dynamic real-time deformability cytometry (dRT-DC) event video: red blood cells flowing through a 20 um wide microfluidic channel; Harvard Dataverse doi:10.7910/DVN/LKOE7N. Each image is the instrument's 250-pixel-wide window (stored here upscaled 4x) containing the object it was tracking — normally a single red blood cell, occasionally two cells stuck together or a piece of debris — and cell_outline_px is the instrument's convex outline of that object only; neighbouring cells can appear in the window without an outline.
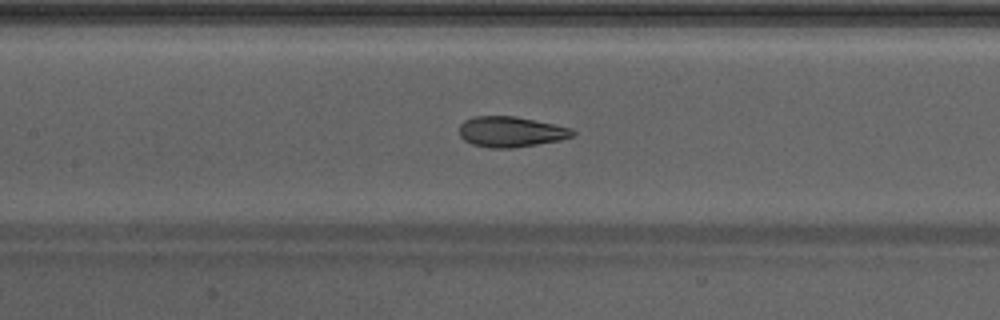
{"species": "Egyptian fruit bat (a non-hibernating species)", "species_latin": "Rousettus aegyptiacus", "temperature_condition": "warm", "stored_images_in_passage": 37, "camera_frame_rate_fps": 3000, "um_per_image_px": 0.085, "animal": {"sex": "male"}, "frame": {"image": 1, "passage_image": 16, "time_ms": 5.0, "image_size_px": [1000, 320], "cell_outline_px": [[576, 132], [572, 136], [560, 140], [512, 148], [488, 148], [472, 144], [464, 140], [460, 136], [460, 124], [464, 120], [472, 116], [512, 116], [572, 128]], "centroid_in_image_um": [43.38, 11.2], "position_along_channel_um": 164.0, "area_um2": 20.0}, "authors_computed_cell_mechanics": {"area_um2": 21.1548, "velocity_mm_per_s": 4.2895, "shape_relaxation_time_tau1_ms": 6.1116, "shape_relaxation_time_tau2_ms": 1.0838, "deformation_change_tau1": 0.1871, "deformation_change_tau2": 0.0702}}